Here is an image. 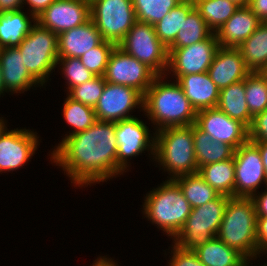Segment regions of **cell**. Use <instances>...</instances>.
I'll return each instance as SVG.
<instances>
[{
    "mask_svg": "<svg viewBox=\"0 0 267 266\" xmlns=\"http://www.w3.org/2000/svg\"><path fill=\"white\" fill-rule=\"evenodd\" d=\"M219 42L213 32L207 39L182 48H168L166 76L178 80L183 75L207 72Z\"/></svg>",
    "mask_w": 267,
    "mask_h": 266,
    "instance_id": "8fae6325",
    "label": "cell"
},
{
    "mask_svg": "<svg viewBox=\"0 0 267 266\" xmlns=\"http://www.w3.org/2000/svg\"><path fill=\"white\" fill-rule=\"evenodd\" d=\"M216 107L249 128L253 117L246 102L245 79L221 89Z\"/></svg>",
    "mask_w": 267,
    "mask_h": 266,
    "instance_id": "484cf974",
    "label": "cell"
},
{
    "mask_svg": "<svg viewBox=\"0 0 267 266\" xmlns=\"http://www.w3.org/2000/svg\"><path fill=\"white\" fill-rule=\"evenodd\" d=\"M195 7L193 0H182L154 25L159 40L168 48L183 25V18Z\"/></svg>",
    "mask_w": 267,
    "mask_h": 266,
    "instance_id": "f1b7e54d",
    "label": "cell"
},
{
    "mask_svg": "<svg viewBox=\"0 0 267 266\" xmlns=\"http://www.w3.org/2000/svg\"><path fill=\"white\" fill-rule=\"evenodd\" d=\"M143 100L134 88L106 82L94 111L98 121L117 122L136 117L131 115L136 108L143 112Z\"/></svg>",
    "mask_w": 267,
    "mask_h": 266,
    "instance_id": "5bb4252c",
    "label": "cell"
},
{
    "mask_svg": "<svg viewBox=\"0 0 267 266\" xmlns=\"http://www.w3.org/2000/svg\"><path fill=\"white\" fill-rule=\"evenodd\" d=\"M259 149L261 159L263 162L265 174L267 177V142H253Z\"/></svg>",
    "mask_w": 267,
    "mask_h": 266,
    "instance_id": "7dc6e473",
    "label": "cell"
},
{
    "mask_svg": "<svg viewBox=\"0 0 267 266\" xmlns=\"http://www.w3.org/2000/svg\"><path fill=\"white\" fill-rule=\"evenodd\" d=\"M258 257L267 253V217H257Z\"/></svg>",
    "mask_w": 267,
    "mask_h": 266,
    "instance_id": "60d3db41",
    "label": "cell"
},
{
    "mask_svg": "<svg viewBox=\"0 0 267 266\" xmlns=\"http://www.w3.org/2000/svg\"><path fill=\"white\" fill-rule=\"evenodd\" d=\"M195 125L213 140L227 143L235 149L249 140L248 128L217 107L197 111Z\"/></svg>",
    "mask_w": 267,
    "mask_h": 266,
    "instance_id": "2e32d148",
    "label": "cell"
},
{
    "mask_svg": "<svg viewBox=\"0 0 267 266\" xmlns=\"http://www.w3.org/2000/svg\"><path fill=\"white\" fill-rule=\"evenodd\" d=\"M167 79L166 75H158L144 94L143 115L153 124L154 132L193 125L196 121V111L182 87L176 80Z\"/></svg>",
    "mask_w": 267,
    "mask_h": 266,
    "instance_id": "7a4b0ae2",
    "label": "cell"
},
{
    "mask_svg": "<svg viewBox=\"0 0 267 266\" xmlns=\"http://www.w3.org/2000/svg\"><path fill=\"white\" fill-rule=\"evenodd\" d=\"M238 50L251 72H262L267 68V22H262Z\"/></svg>",
    "mask_w": 267,
    "mask_h": 266,
    "instance_id": "4316f807",
    "label": "cell"
},
{
    "mask_svg": "<svg viewBox=\"0 0 267 266\" xmlns=\"http://www.w3.org/2000/svg\"><path fill=\"white\" fill-rule=\"evenodd\" d=\"M90 16L103 40L115 45L137 21L132 0H92Z\"/></svg>",
    "mask_w": 267,
    "mask_h": 266,
    "instance_id": "30bf717a",
    "label": "cell"
},
{
    "mask_svg": "<svg viewBox=\"0 0 267 266\" xmlns=\"http://www.w3.org/2000/svg\"><path fill=\"white\" fill-rule=\"evenodd\" d=\"M38 133L31 129H6L0 136V173L19 170L35 155L40 145ZM40 140V141H39Z\"/></svg>",
    "mask_w": 267,
    "mask_h": 266,
    "instance_id": "9a60e30c",
    "label": "cell"
},
{
    "mask_svg": "<svg viewBox=\"0 0 267 266\" xmlns=\"http://www.w3.org/2000/svg\"><path fill=\"white\" fill-rule=\"evenodd\" d=\"M262 73H263L265 76H267V68H266L264 71H262Z\"/></svg>",
    "mask_w": 267,
    "mask_h": 266,
    "instance_id": "f5cc1de1",
    "label": "cell"
},
{
    "mask_svg": "<svg viewBox=\"0 0 267 266\" xmlns=\"http://www.w3.org/2000/svg\"><path fill=\"white\" fill-rule=\"evenodd\" d=\"M155 167L168 179L198 173L194 151L193 125L167 127L155 132ZM158 164V165H157Z\"/></svg>",
    "mask_w": 267,
    "mask_h": 266,
    "instance_id": "277c9868",
    "label": "cell"
},
{
    "mask_svg": "<svg viewBox=\"0 0 267 266\" xmlns=\"http://www.w3.org/2000/svg\"><path fill=\"white\" fill-rule=\"evenodd\" d=\"M0 64L6 92L11 95L23 94L31 88L43 86L28 72L18 47L0 49Z\"/></svg>",
    "mask_w": 267,
    "mask_h": 266,
    "instance_id": "d6986e66",
    "label": "cell"
},
{
    "mask_svg": "<svg viewBox=\"0 0 267 266\" xmlns=\"http://www.w3.org/2000/svg\"><path fill=\"white\" fill-rule=\"evenodd\" d=\"M23 9V0H0V13Z\"/></svg>",
    "mask_w": 267,
    "mask_h": 266,
    "instance_id": "f6af8a7d",
    "label": "cell"
},
{
    "mask_svg": "<svg viewBox=\"0 0 267 266\" xmlns=\"http://www.w3.org/2000/svg\"><path fill=\"white\" fill-rule=\"evenodd\" d=\"M192 208L214 200L219 193L198 174L182 175L173 179Z\"/></svg>",
    "mask_w": 267,
    "mask_h": 266,
    "instance_id": "1f68e13d",
    "label": "cell"
},
{
    "mask_svg": "<svg viewBox=\"0 0 267 266\" xmlns=\"http://www.w3.org/2000/svg\"><path fill=\"white\" fill-rule=\"evenodd\" d=\"M7 123H8L7 120L1 116L0 117V136L7 129L8 127Z\"/></svg>",
    "mask_w": 267,
    "mask_h": 266,
    "instance_id": "681fc988",
    "label": "cell"
},
{
    "mask_svg": "<svg viewBox=\"0 0 267 266\" xmlns=\"http://www.w3.org/2000/svg\"><path fill=\"white\" fill-rule=\"evenodd\" d=\"M57 69L61 70L62 77L66 81L64 92H68L71 88L83 84L95 77V75L86 69L79 58H58ZM60 67V68H59Z\"/></svg>",
    "mask_w": 267,
    "mask_h": 266,
    "instance_id": "d590c367",
    "label": "cell"
},
{
    "mask_svg": "<svg viewBox=\"0 0 267 266\" xmlns=\"http://www.w3.org/2000/svg\"><path fill=\"white\" fill-rule=\"evenodd\" d=\"M91 19L90 2L86 0H55L37 18L42 27L57 36Z\"/></svg>",
    "mask_w": 267,
    "mask_h": 266,
    "instance_id": "e0dca14e",
    "label": "cell"
},
{
    "mask_svg": "<svg viewBox=\"0 0 267 266\" xmlns=\"http://www.w3.org/2000/svg\"><path fill=\"white\" fill-rule=\"evenodd\" d=\"M193 1L195 8L213 32H216L239 9V6L230 0Z\"/></svg>",
    "mask_w": 267,
    "mask_h": 266,
    "instance_id": "d6a6232c",
    "label": "cell"
},
{
    "mask_svg": "<svg viewBox=\"0 0 267 266\" xmlns=\"http://www.w3.org/2000/svg\"><path fill=\"white\" fill-rule=\"evenodd\" d=\"M249 261L258 258L257 215L251 198L229 197L216 236Z\"/></svg>",
    "mask_w": 267,
    "mask_h": 266,
    "instance_id": "5b68a950",
    "label": "cell"
},
{
    "mask_svg": "<svg viewBox=\"0 0 267 266\" xmlns=\"http://www.w3.org/2000/svg\"><path fill=\"white\" fill-rule=\"evenodd\" d=\"M116 124L117 177L124 175L131 167V161L146 151L154 162L155 132L139 117L120 120ZM152 132V133H151ZM130 163V164H129ZM120 175V176H119Z\"/></svg>",
    "mask_w": 267,
    "mask_h": 266,
    "instance_id": "9c48e42d",
    "label": "cell"
},
{
    "mask_svg": "<svg viewBox=\"0 0 267 266\" xmlns=\"http://www.w3.org/2000/svg\"><path fill=\"white\" fill-rule=\"evenodd\" d=\"M91 266V265H90ZM92 266H119L118 261L109 258L107 255L105 256H98L94 262L92 263Z\"/></svg>",
    "mask_w": 267,
    "mask_h": 266,
    "instance_id": "bcb514c9",
    "label": "cell"
},
{
    "mask_svg": "<svg viewBox=\"0 0 267 266\" xmlns=\"http://www.w3.org/2000/svg\"><path fill=\"white\" fill-rule=\"evenodd\" d=\"M170 247L171 252L168 253H170L169 258H171L167 260V266H205L193 250H184L173 242Z\"/></svg>",
    "mask_w": 267,
    "mask_h": 266,
    "instance_id": "f35d334b",
    "label": "cell"
},
{
    "mask_svg": "<svg viewBox=\"0 0 267 266\" xmlns=\"http://www.w3.org/2000/svg\"><path fill=\"white\" fill-rule=\"evenodd\" d=\"M60 141L49 153L50 162L64 171L74 188L92 187L117 177L115 122L97 121Z\"/></svg>",
    "mask_w": 267,
    "mask_h": 266,
    "instance_id": "6da1fadb",
    "label": "cell"
},
{
    "mask_svg": "<svg viewBox=\"0 0 267 266\" xmlns=\"http://www.w3.org/2000/svg\"><path fill=\"white\" fill-rule=\"evenodd\" d=\"M262 21L246 7L239 9L215 32L219 46L238 48Z\"/></svg>",
    "mask_w": 267,
    "mask_h": 266,
    "instance_id": "ffe728a7",
    "label": "cell"
},
{
    "mask_svg": "<svg viewBox=\"0 0 267 266\" xmlns=\"http://www.w3.org/2000/svg\"><path fill=\"white\" fill-rule=\"evenodd\" d=\"M117 46L147 65L157 75L166 74L168 48L157 37L153 25L136 21Z\"/></svg>",
    "mask_w": 267,
    "mask_h": 266,
    "instance_id": "ba28073f",
    "label": "cell"
},
{
    "mask_svg": "<svg viewBox=\"0 0 267 266\" xmlns=\"http://www.w3.org/2000/svg\"><path fill=\"white\" fill-rule=\"evenodd\" d=\"M105 84L104 76H95L93 79L71 88L66 94L70 98L94 108L102 95Z\"/></svg>",
    "mask_w": 267,
    "mask_h": 266,
    "instance_id": "74e56055",
    "label": "cell"
},
{
    "mask_svg": "<svg viewBox=\"0 0 267 266\" xmlns=\"http://www.w3.org/2000/svg\"><path fill=\"white\" fill-rule=\"evenodd\" d=\"M194 151L198 169L204 165L234 158L235 148L227 143L215 141L193 124Z\"/></svg>",
    "mask_w": 267,
    "mask_h": 266,
    "instance_id": "cb8c5ba5",
    "label": "cell"
},
{
    "mask_svg": "<svg viewBox=\"0 0 267 266\" xmlns=\"http://www.w3.org/2000/svg\"><path fill=\"white\" fill-rule=\"evenodd\" d=\"M234 197L251 198L262 185L267 187V177L258 147L247 141L234 153Z\"/></svg>",
    "mask_w": 267,
    "mask_h": 266,
    "instance_id": "7c38bea8",
    "label": "cell"
},
{
    "mask_svg": "<svg viewBox=\"0 0 267 266\" xmlns=\"http://www.w3.org/2000/svg\"><path fill=\"white\" fill-rule=\"evenodd\" d=\"M7 93L5 88H4V83H3V76H2V68L0 64V97L5 96L4 94Z\"/></svg>",
    "mask_w": 267,
    "mask_h": 266,
    "instance_id": "c3c4849f",
    "label": "cell"
},
{
    "mask_svg": "<svg viewBox=\"0 0 267 266\" xmlns=\"http://www.w3.org/2000/svg\"><path fill=\"white\" fill-rule=\"evenodd\" d=\"M55 0H23V9L24 5H28L26 8L30 14H33L36 18Z\"/></svg>",
    "mask_w": 267,
    "mask_h": 266,
    "instance_id": "7bdbcfd3",
    "label": "cell"
},
{
    "mask_svg": "<svg viewBox=\"0 0 267 266\" xmlns=\"http://www.w3.org/2000/svg\"><path fill=\"white\" fill-rule=\"evenodd\" d=\"M245 95L252 117L267 109V81L262 72H251L245 78Z\"/></svg>",
    "mask_w": 267,
    "mask_h": 266,
    "instance_id": "836d02e7",
    "label": "cell"
},
{
    "mask_svg": "<svg viewBox=\"0 0 267 266\" xmlns=\"http://www.w3.org/2000/svg\"><path fill=\"white\" fill-rule=\"evenodd\" d=\"M248 138L251 142H267V109L253 117Z\"/></svg>",
    "mask_w": 267,
    "mask_h": 266,
    "instance_id": "ab89813d",
    "label": "cell"
},
{
    "mask_svg": "<svg viewBox=\"0 0 267 266\" xmlns=\"http://www.w3.org/2000/svg\"><path fill=\"white\" fill-rule=\"evenodd\" d=\"M205 266H246L249 260L215 237L193 250Z\"/></svg>",
    "mask_w": 267,
    "mask_h": 266,
    "instance_id": "d4e9b609",
    "label": "cell"
},
{
    "mask_svg": "<svg viewBox=\"0 0 267 266\" xmlns=\"http://www.w3.org/2000/svg\"><path fill=\"white\" fill-rule=\"evenodd\" d=\"M117 45L103 40L98 46L83 54L79 59L95 76H104L111 53Z\"/></svg>",
    "mask_w": 267,
    "mask_h": 266,
    "instance_id": "8d00e7d4",
    "label": "cell"
},
{
    "mask_svg": "<svg viewBox=\"0 0 267 266\" xmlns=\"http://www.w3.org/2000/svg\"><path fill=\"white\" fill-rule=\"evenodd\" d=\"M57 37L58 58H80L103 41L91 19L81 26L62 32Z\"/></svg>",
    "mask_w": 267,
    "mask_h": 266,
    "instance_id": "44dd1931",
    "label": "cell"
},
{
    "mask_svg": "<svg viewBox=\"0 0 267 266\" xmlns=\"http://www.w3.org/2000/svg\"><path fill=\"white\" fill-rule=\"evenodd\" d=\"M25 11V12H24ZM36 23V17L26 9L0 13V49L17 47Z\"/></svg>",
    "mask_w": 267,
    "mask_h": 266,
    "instance_id": "603a6c76",
    "label": "cell"
},
{
    "mask_svg": "<svg viewBox=\"0 0 267 266\" xmlns=\"http://www.w3.org/2000/svg\"><path fill=\"white\" fill-rule=\"evenodd\" d=\"M257 217H267V187L251 197Z\"/></svg>",
    "mask_w": 267,
    "mask_h": 266,
    "instance_id": "b9f144b4",
    "label": "cell"
},
{
    "mask_svg": "<svg viewBox=\"0 0 267 266\" xmlns=\"http://www.w3.org/2000/svg\"><path fill=\"white\" fill-rule=\"evenodd\" d=\"M157 76L151 68L118 46L111 53L104 73L106 82L134 88L143 96Z\"/></svg>",
    "mask_w": 267,
    "mask_h": 266,
    "instance_id": "4fadbf2b",
    "label": "cell"
},
{
    "mask_svg": "<svg viewBox=\"0 0 267 266\" xmlns=\"http://www.w3.org/2000/svg\"><path fill=\"white\" fill-rule=\"evenodd\" d=\"M207 73L221 90L244 80L251 71L238 48L219 46Z\"/></svg>",
    "mask_w": 267,
    "mask_h": 266,
    "instance_id": "ac0fdd59",
    "label": "cell"
},
{
    "mask_svg": "<svg viewBox=\"0 0 267 266\" xmlns=\"http://www.w3.org/2000/svg\"><path fill=\"white\" fill-rule=\"evenodd\" d=\"M239 7H246L248 5V0H230Z\"/></svg>",
    "mask_w": 267,
    "mask_h": 266,
    "instance_id": "f907efd6",
    "label": "cell"
},
{
    "mask_svg": "<svg viewBox=\"0 0 267 266\" xmlns=\"http://www.w3.org/2000/svg\"><path fill=\"white\" fill-rule=\"evenodd\" d=\"M66 96L62 105V115L68 126L72 128L71 131H67L61 140L75 133L87 130L98 121L94 108L70 98L67 94Z\"/></svg>",
    "mask_w": 267,
    "mask_h": 266,
    "instance_id": "f546056e",
    "label": "cell"
},
{
    "mask_svg": "<svg viewBox=\"0 0 267 266\" xmlns=\"http://www.w3.org/2000/svg\"><path fill=\"white\" fill-rule=\"evenodd\" d=\"M247 6L262 22H267V0H248Z\"/></svg>",
    "mask_w": 267,
    "mask_h": 266,
    "instance_id": "ee69618b",
    "label": "cell"
},
{
    "mask_svg": "<svg viewBox=\"0 0 267 266\" xmlns=\"http://www.w3.org/2000/svg\"><path fill=\"white\" fill-rule=\"evenodd\" d=\"M24 66L44 87L57 68L58 37L51 30L36 22L27 36L17 46Z\"/></svg>",
    "mask_w": 267,
    "mask_h": 266,
    "instance_id": "8992f818",
    "label": "cell"
},
{
    "mask_svg": "<svg viewBox=\"0 0 267 266\" xmlns=\"http://www.w3.org/2000/svg\"><path fill=\"white\" fill-rule=\"evenodd\" d=\"M136 20L155 25L182 0H132Z\"/></svg>",
    "mask_w": 267,
    "mask_h": 266,
    "instance_id": "e575fe53",
    "label": "cell"
},
{
    "mask_svg": "<svg viewBox=\"0 0 267 266\" xmlns=\"http://www.w3.org/2000/svg\"><path fill=\"white\" fill-rule=\"evenodd\" d=\"M250 264H251V266H253L252 264H253V261H252V263H251V261H249L247 264H246V266H250ZM257 266V265H256ZM259 266H267V264L264 262V264L262 265H259Z\"/></svg>",
    "mask_w": 267,
    "mask_h": 266,
    "instance_id": "816d5d0a",
    "label": "cell"
},
{
    "mask_svg": "<svg viewBox=\"0 0 267 266\" xmlns=\"http://www.w3.org/2000/svg\"><path fill=\"white\" fill-rule=\"evenodd\" d=\"M177 82L196 112L217 106L220 89L207 72L183 75Z\"/></svg>",
    "mask_w": 267,
    "mask_h": 266,
    "instance_id": "7402d4cb",
    "label": "cell"
},
{
    "mask_svg": "<svg viewBox=\"0 0 267 266\" xmlns=\"http://www.w3.org/2000/svg\"><path fill=\"white\" fill-rule=\"evenodd\" d=\"M198 174L220 195L234 197V158L204 165L198 169Z\"/></svg>",
    "mask_w": 267,
    "mask_h": 266,
    "instance_id": "83f0119b",
    "label": "cell"
},
{
    "mask_svg": "<svg viewBox=\"0 0 267 266\" xmlns=\"http://www.w3.org/2000/svg\"><path fill=\"white\" fill-rule=\"evenodd\" d=\"M228 198L219 194L214 200L192 208L185 225L172 242L184 250H194L213 240L219 231Z\"/></svg>",
    "mask_w": 267,
    "mask_h": 266,
    "instance_id": "52a82bcc",
    "label": "cell"
},
{
    "mask_svg": "<svg viewBox=\"0 0 267 266\" xmlns=\"http://www.w3.org/2000/svg\"><path fill=\"white\" fill-rule=\"evenodd\" d=\"M142 203L143 217L171 240L181 231L192 210L179 185L167 178L148 191Z\"/></svg>",
    "mask_w": 267,
    "mask_h": 266,
    "instance_id": "3957f363",
    "label": "cell"
},
{
    "mask_svg": "<svg viewBox=\"0 0 267 266\" xmlns=\"http://www.w3.org/2000/svg\"><path fill=\"white\" fill-rule=\"evenodd\" d=\"M213 31L207 26L206 21L201 17L199 11L194 7L183 18V25L175 41L168 48H182L207 39Z\"/></svg>",
    "mask_w": 267,
    "mask_h": 266,
    "instance_id": "4dcf8cb0",
    "label": "cell"
}]
</instances>
